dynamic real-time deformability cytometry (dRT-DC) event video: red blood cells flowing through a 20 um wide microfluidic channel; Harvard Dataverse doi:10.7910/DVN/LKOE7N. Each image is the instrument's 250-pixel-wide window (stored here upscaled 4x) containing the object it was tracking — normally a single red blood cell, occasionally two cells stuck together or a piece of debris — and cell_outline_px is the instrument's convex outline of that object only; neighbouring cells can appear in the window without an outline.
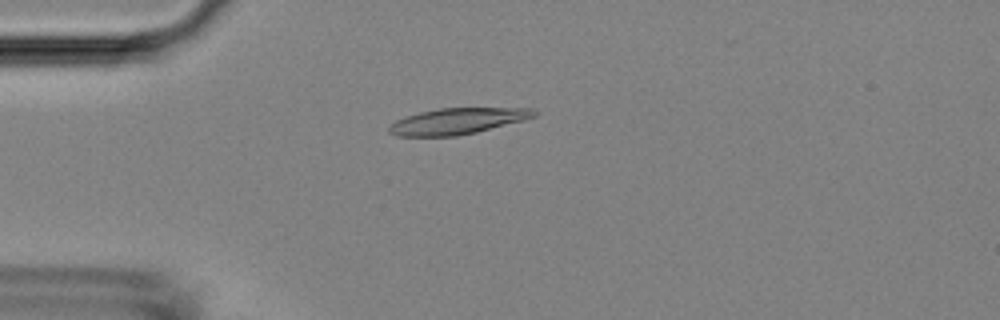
{"species": "Egyptian fruit bat (a non-hibernating species)", "species_latin": "Rousettus aegyptiacus", "temperature_condition": "room temperature", "stored_images_in_passage": 3, "camera_frame_rate_fps": 3000, "um_per_image_px": 0.085, "animal": {"sex": "female"}, "frame": {"image": 1, "passage_image": 3, "time_ms": 3.333, "image_size_px": [1000, 320], "cell_outline_px": [[536, 116], [524, 120], [476, 132], [456, 136], [396, 136], [388, 132], [388, 128], [396, 120], [404, 116], [420, 112], [440, 108], [532, 108], [536, 112]], "centroid_in_image_um": [38.86, 10.29], "position_along_channel_um": 46.1, "area_um2": 21.96}}